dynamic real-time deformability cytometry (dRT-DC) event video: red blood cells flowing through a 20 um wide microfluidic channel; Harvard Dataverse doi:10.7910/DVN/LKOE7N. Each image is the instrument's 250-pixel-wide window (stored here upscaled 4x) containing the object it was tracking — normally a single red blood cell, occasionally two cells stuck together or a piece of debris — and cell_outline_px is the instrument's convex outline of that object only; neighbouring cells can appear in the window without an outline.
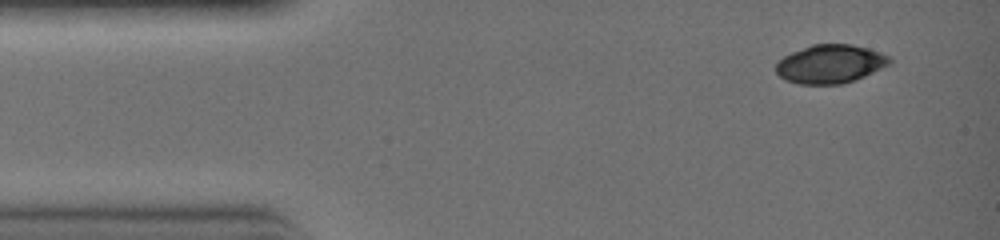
{"species": "common noctule bat (a hibernating species)", "species_latin": "Nyctalus noctula", "temperature_condition": "warm", "stored_images_in_passage": 3, "camera_frame_rate_fps": 3000, "um_per_image_px": 0.085, "animal": {"sex": "female", "body_mass_g": 19.0, "forearm_length_mm": 51.5}, "frame": {"image": 1, "passage_image": 1, "time_ms": 0.0, "image_size_px": [1000, 240], "cell_outline_px": [[892, 60], [888, 64], [864, 76], [840, 84], [800, 84], [788, 80], [780, 76], [776, 72], [776, 64], [784, 56], [792, 52], [812, 44], [852, 44], [868, 48], [888, 56]], "centroid_in_image_um": [70.55, 5.43], "position_along_channel_um": 14.5, "area_um2": 25.09}}
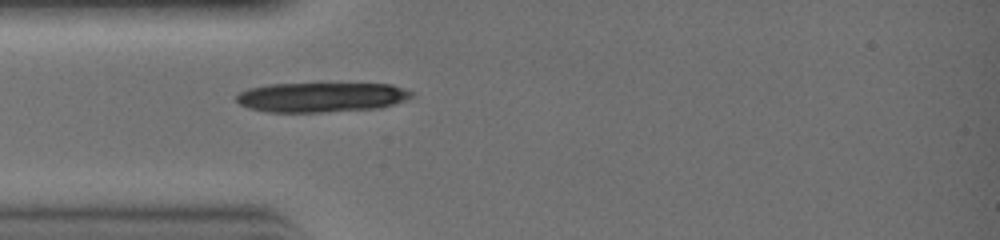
{"frame": {"image": 2, "passage_image": 3, "time_ms": 0.667, "image_size_px": [1000, 240], "cell_outline_px": [[412, 96], [404, 100], [380, 108], [324, 112], [268, 112], [248, 108], [240, 104], [236, 100], [236, 96], [240, 92], [248, 88], [268, 84], [392, 84], [412, 92]], "centroid_in_image_um": [27.27, 8.27], "position_along_channel_um": 57.7, "area_um2": 30.17}}